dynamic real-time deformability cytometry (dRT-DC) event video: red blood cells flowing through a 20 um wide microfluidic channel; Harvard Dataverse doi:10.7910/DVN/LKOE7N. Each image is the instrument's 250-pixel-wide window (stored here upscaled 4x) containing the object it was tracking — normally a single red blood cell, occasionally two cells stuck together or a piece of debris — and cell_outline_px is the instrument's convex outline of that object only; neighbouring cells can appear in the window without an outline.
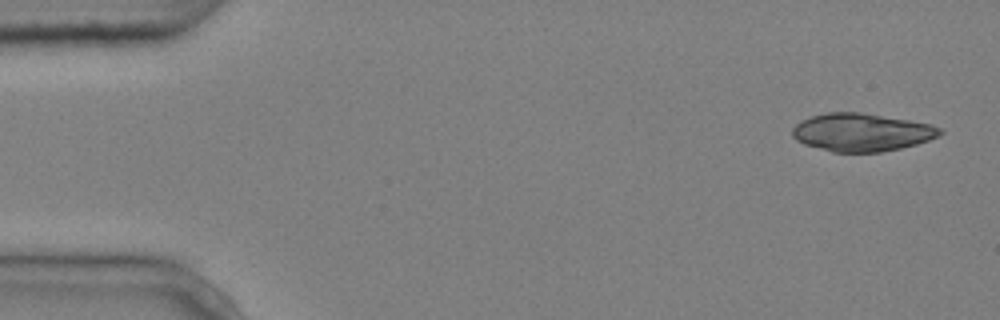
{"species": "common noctule bat (a hibernating species)", "species_latin": "Nyctalus noctula", "temperature_condition": "cold", "stored_images_in_passage": 5, "camera_frame_rate_fps": 3000, "um_per_image_px": 0.085, "animal": {"sex": "male", "body_mass_g": 20.4}, "frame": {"image": 1, "passage_image": 1, "time_ms": 0.0, "image_size_px": [1000, 320], "cell_outline_px": [[944, 132], [940, 136], [916, 144], [900, 148], [880, 152], [832, 152], [804, 144], [796, 140], [792, 136], [792, 128], [800, 120], [812, 116], [828, 112], [860, 112], [932, 124], [940, 128]], "centroid_in_image_um": [73.23, 11.24], "position_along_channel_um": 11.8, "area_um2": 32.66}}